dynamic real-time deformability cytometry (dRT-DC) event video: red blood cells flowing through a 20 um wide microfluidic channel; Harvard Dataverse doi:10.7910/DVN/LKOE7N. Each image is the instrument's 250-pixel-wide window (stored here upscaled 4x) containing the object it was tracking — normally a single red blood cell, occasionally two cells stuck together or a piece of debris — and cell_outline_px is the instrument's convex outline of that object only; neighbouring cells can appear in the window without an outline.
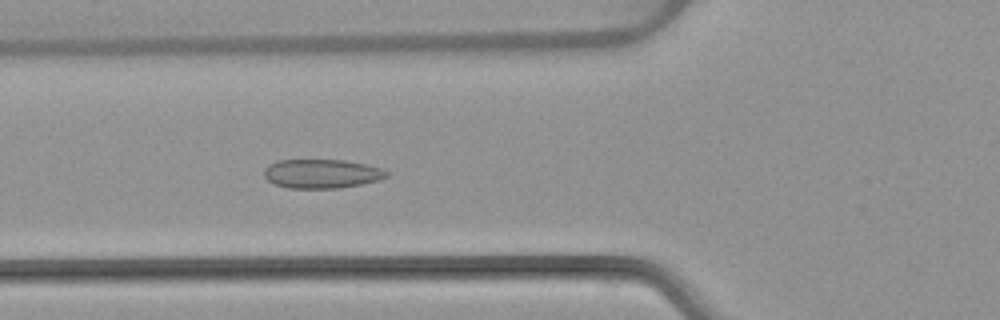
{"species": "common noctule bat (a hibernating species)", "species_latin": "Nyctalus noctula", "temperature_condition": "warm", "stored_images_in_passage": 44, "camera_frame_rate_fps": 3000, "um_per_image_px": 0.085, "animal": {"sex": "female", "body_mass_g": 22.7, "forearm_length_mm": 54.2}, "frame": {"image": 1, "passage_image": 18, "time_ms": 5.667, "image_size_px": [1000, 320], "cell_outline_px": [[392, 172], [388, 176], [376, 180], [360, 184], [340, 188], [288, 188], [276, 184], [268, 180], [264, 176], [264, 168], [268, 164], [276, 160], [344, 160], [368, 164]], "centroid_in_image_um": [27.35, 14.75], "position_along_channel_um": 98.5, "area_um2": 20.81}}
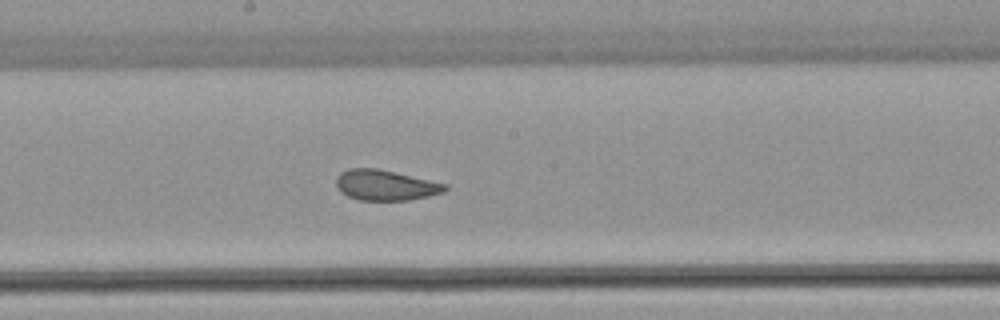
{"frame": {"image": 2, "passage_image": 27, "time_ms": 8.667, "image_size_px": [1000, 320], "cell_outline_px": [[448, 188], [444, 192], [428, 196], [408, 200], [360, 200], [348, 196], [340, 192], [336, 184], [336, 176], [340, 172], [348, 168], [376, 168], [448, 184]], "centroid_in_image_um": [32.74, 15.74], "position_along_channel_um": 215.5, "area_um2": 19.31}}
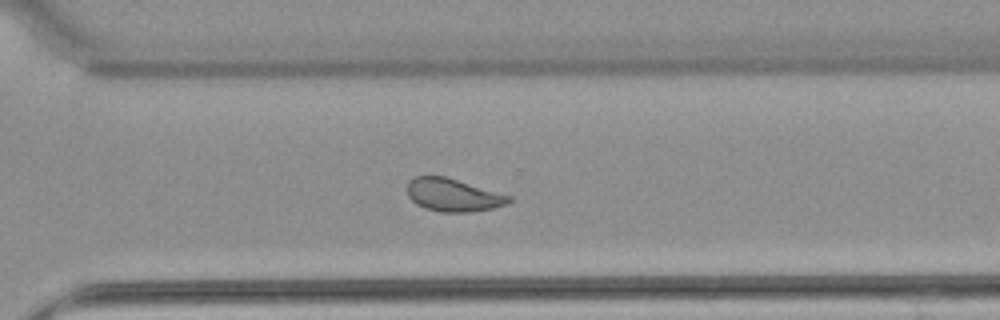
{"frame": {"image": 3, "passage_image": 36, "time_ms": 11.667, "image_size_px": [1000, 320], "cell_outline_px": [[512, 200], [508, 204], [492, 208], [468, 212], [440, 212], [424, 208], [416, 204], [408, 196], [408, 180], [416, 176], [444, 176], [512, 196]], "centroid_in_image_um": [38.51, 16.58], "position_along_channel_um": 332.1, "area_um2": 19.42}, "authors_computed_cell_mechanics": {"area_um2": 20.8658, "velocity_mm_per_s": 3.891, "shape_relaxation_time_tau1_ms": null, "shape_relaxation_time_tau2_ms": 1.2203, "deformation_change_tau1": null, "deformation_change_tau2": 0.0782}}